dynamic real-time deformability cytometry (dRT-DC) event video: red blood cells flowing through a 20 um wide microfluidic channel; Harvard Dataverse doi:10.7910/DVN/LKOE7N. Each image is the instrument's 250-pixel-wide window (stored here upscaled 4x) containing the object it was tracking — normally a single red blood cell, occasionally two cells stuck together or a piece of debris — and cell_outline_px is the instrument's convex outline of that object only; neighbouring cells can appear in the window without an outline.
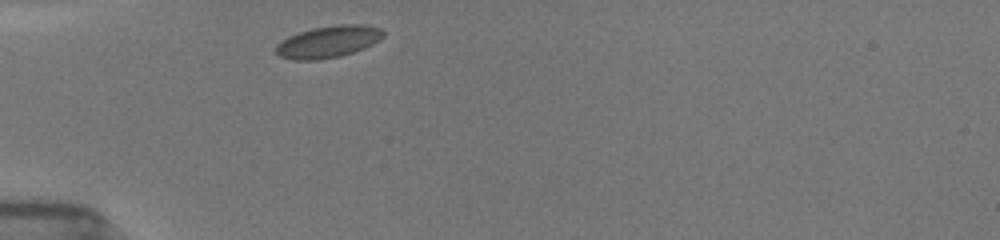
{"species": "common noctule bat (a hibernating species)", "species_latin": "Nyctalus noctula", "temperature_condition": "room temperature", "stored_images_in_passage": 7, "camera_frame_rate_fps": 3000, "um_per_image_px": 0.085, "animal": {"sex": "female", "body_mass_g": 19.5, "forearm_length_mm": 54.1}, "frame": {"image": 1, "passage_image": 1, "time_ms": 0.0, "image_size_px": [1000, 240], "cell_outline_px": [[384, 36], [380, 40], [364, 48], [340, 56], [316, 60], [292, 60], [280, 56], [276, 52], [276, 44], [280, 40], [288, 36], [312, 28], [340, 24], [364, 24], [380, 28], [384, 32]], "centroid_in_image_um": [27.9, 3.54], "position_along_channel_um": 57.1, "area_um2": 20.0}}
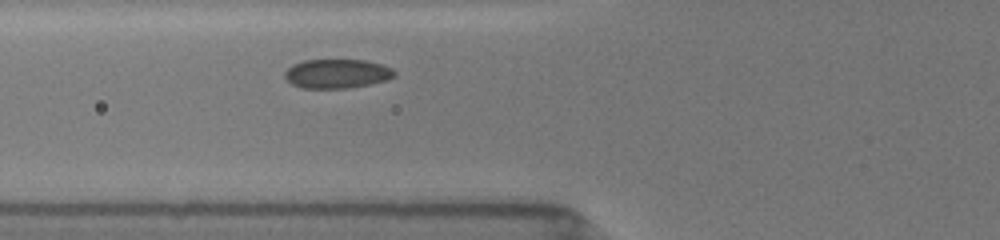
{"frame": {"image": 2, "passage_image": 4, "time_ms": 1.333, "image_size_px": [1000, 240], "cell_outline_px": [[396, 76], [384, 80], [368, 84], [344, 88], [300, 88], [292, 84], [284, 76], [284, 72], [292, 64], [304, 60], [364, 60], [380, 64], [392, 68], [396, 72]], "centroid_in_image_um": [28.61, 6.25], "position_along_channel_um": 97.2, "area_um2": 18.5}}
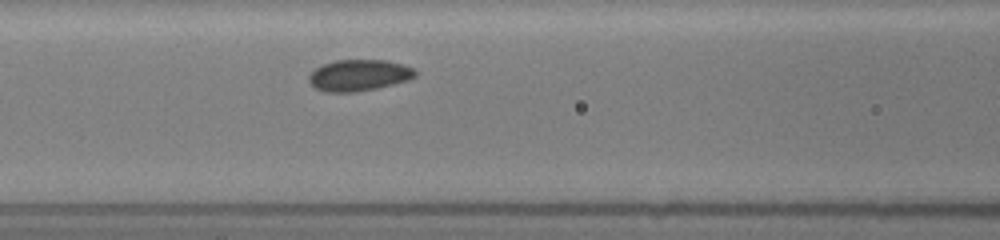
{"frame": {"image": 3, "passage_image": 7, "time_ms": 2.333, "image_size_px": [1000, 240], "cell_outline_px": [[416, 76], [408, 80], [376, 88], [356, 92], [324, 92], [316, 88], [308, 80], [308, 76], [316, 68], [324, 64], [336, 60], [388, 60], [416, 68]], "centroid_in_image_um": [30.53, 6.39], "position_along_channel_um": 136.1, "area_um2": 19.42}}